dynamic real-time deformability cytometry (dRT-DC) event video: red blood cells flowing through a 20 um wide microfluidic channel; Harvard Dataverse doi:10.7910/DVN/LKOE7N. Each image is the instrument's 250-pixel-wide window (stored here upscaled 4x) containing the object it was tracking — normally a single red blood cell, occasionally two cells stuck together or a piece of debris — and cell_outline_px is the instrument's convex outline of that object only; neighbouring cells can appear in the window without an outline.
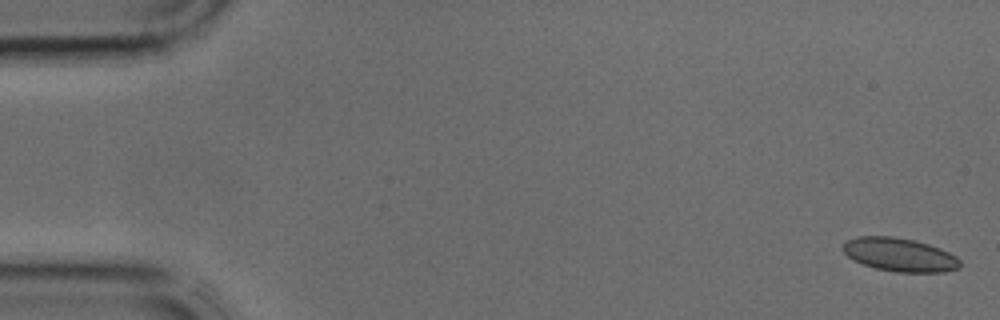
{"species": "common noctule bat (a hibernating species)", "species_latin": "Nyctalus noctula", "temperature_condition": "cold", "stored_images_in_passage": 36, "camera_frame_rate_fps": 3000, "um_per_image_px": 0.085, "animal": {"sex": "male", "body_mass_g": 17.9, "forearm_length_mm": 54.2}, "frame": {"image": 1, "passage_image": 1, "time_ms": 0.0, "image_size_px": [1000, 320], "cell_outline_px": [[960, 268], [944, 272], [896, 272], [876, 268], [864, 264], [848, 256], [844, 252], [844, 244], [848, 240], [856, 236], [892, 236], [916, 240], [940, 248], [956, 256], [960, 260]], "centroid_in_image_um": [76.51, 21.64], "position_along_channel_um": 8.5, "area_um2": 22.72}}
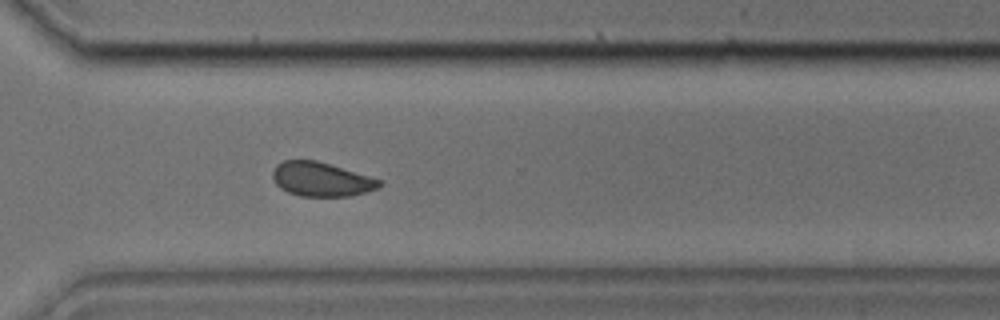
{"frame": {"image": 2, "passage_image": 29, "time_ms": 9.333, "image_size_px": [1000, 320], "cell_outline_px": [[384, 184], [376, 188], [364, 192], [348, 196], [300, 196], [288, 192], [280, 188], [276, 184], [272, 176], [272, 172], [276, 164], [284, 160], [316, 160], [368, 176], [380, 180]], "centroid_in_image_um": [27.25, 15.24], "position_along_channel_um": 343.3, "area_um2": 20.98}}
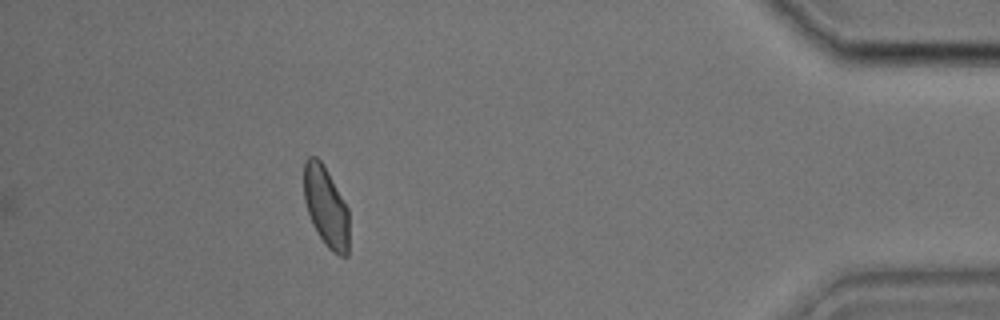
{"frame": {"image": 3, "passage_image": 36, "time_ms": 11.667, "image_size_px": [1000, 320], "cell_outline_px": [[348, 256], [340, 256], [332, 252], [324, 244], [316, 232], [312, 224], [304, 200], [304, 160], [308, 156], [316, 156], [320, 160], [348, 208]], "centroid_in_image_um": [27.69, 17.6], "position_along_channel_um": 407.5, "area_um2": 21.04}}